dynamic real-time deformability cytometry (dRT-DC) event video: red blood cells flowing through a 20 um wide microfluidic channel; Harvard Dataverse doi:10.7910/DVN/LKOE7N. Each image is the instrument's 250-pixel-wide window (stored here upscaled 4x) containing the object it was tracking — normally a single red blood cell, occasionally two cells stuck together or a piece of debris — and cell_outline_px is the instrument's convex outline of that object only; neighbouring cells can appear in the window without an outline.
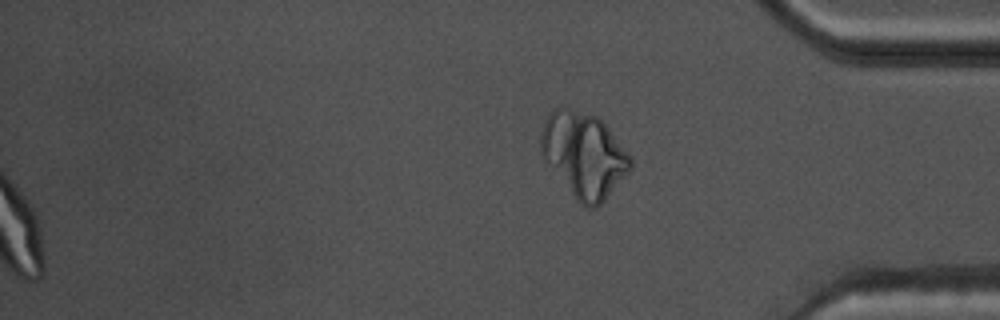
{"species": "common noctule bat (a hibernating species)", "species_latin": "Nyctalus noctula", "temperature_condition": "warm", "stored_images_in_passage": 53, "segment_of_instrument_passage": [2, 2], "camera_frame_rate_fps": 3000, "um_per_image_px": 0.085, "animal": {"sex": "male", "body_mass_g": 17.5, "forearm_length_mm": 52.3}, "frame": {"image": 1, "passage_image": 53, "time_ms": 17.333, "image_size_px": [1000, 320], "cell_outline_px": [[632, 168], [604, 200], [596, 208], [588, 208], [580, 204], [576, 200], [544, 160], [540, 152], [540, 132], [544, 120], [552, 108], [568, 108], [596, 116], [608, 128], [632, 156]], "centroid_in_image_um": [49.6, 13.16], "position_along_channel_um": 385.6, "area_um2": 44.33}}